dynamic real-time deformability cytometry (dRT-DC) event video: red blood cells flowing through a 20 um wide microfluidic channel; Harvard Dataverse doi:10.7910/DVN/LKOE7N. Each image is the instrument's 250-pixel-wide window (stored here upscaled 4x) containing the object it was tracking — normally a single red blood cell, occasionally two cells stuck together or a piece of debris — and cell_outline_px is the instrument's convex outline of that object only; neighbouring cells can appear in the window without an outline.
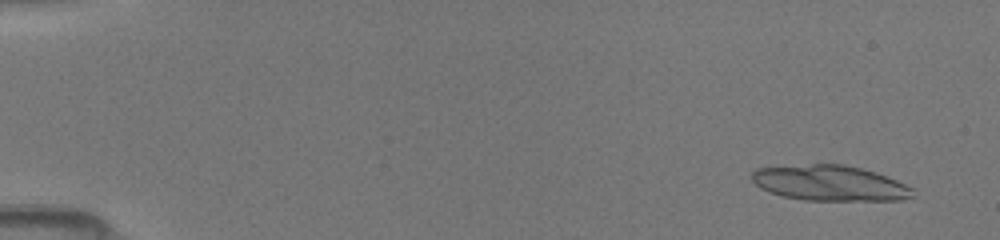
{"species": "common noctule bat (a hibernating species)", "species_latin": "Nyctalus noctula", "temperature_condition": "room temperature", "stored_images_in_passage": 42, "camera_frame_rate_fps": 3000, "um_per_image_px": 0.085, "animal": {"sex": "female", "body_mass_g": 19.5, "forearm_length_mm": 54.1}, "frame": {"image": 1, "passage_image": 3, "time_ms": 0.667, "image_size_px": [1000, 240], "cell_outline_px": [[916, 188], [912, 196], [904, 200], [804, 200], [784, 196], [768, 192], [760, 188], [748, 176], [756, 168], [812, 164], [844, 164], [876, 172], [888, 176]], "centroid_in_image_um": [70.55, 15.56], "position_along_channel_um": 14.4, "area_um2": 33.52}}